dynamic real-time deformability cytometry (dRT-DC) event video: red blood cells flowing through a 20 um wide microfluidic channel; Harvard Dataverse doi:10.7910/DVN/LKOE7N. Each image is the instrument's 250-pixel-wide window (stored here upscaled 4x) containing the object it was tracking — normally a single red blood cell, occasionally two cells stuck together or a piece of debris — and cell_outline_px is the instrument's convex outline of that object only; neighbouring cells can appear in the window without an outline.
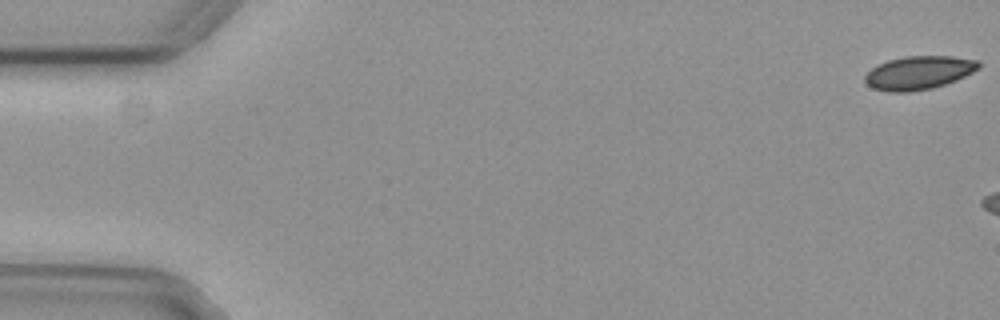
{"species": "common noctule bat (a hibernating species)", "species_latin": "Nyctalus noctula", "temperature_condition": "cold", "stored_images_in_passage": 7, "camera_frame_rate_fps": 3000, "um_per_image_px": 0.085, "animal": {"sex": "female", "body_mass_g": 29.2, "forearm_length_mm": 56.3}, "frame": {"image": 1, "passage_image": 1, "time_ms": 0.0, "image_size_px": [1000, 320], "cell_outline_px": [[980, 68], [956, 80], [932, 88], [908, 92], [888, 92], [872, 88], [864, 80], [864, 76], [872, 68], [888, 60], [904, 56], [952, 56], [980, 60]], "centroid_in_image_um": [78.11, 6.18], "position_along_channel_um": 6.9, "area_um2": 22.14}}